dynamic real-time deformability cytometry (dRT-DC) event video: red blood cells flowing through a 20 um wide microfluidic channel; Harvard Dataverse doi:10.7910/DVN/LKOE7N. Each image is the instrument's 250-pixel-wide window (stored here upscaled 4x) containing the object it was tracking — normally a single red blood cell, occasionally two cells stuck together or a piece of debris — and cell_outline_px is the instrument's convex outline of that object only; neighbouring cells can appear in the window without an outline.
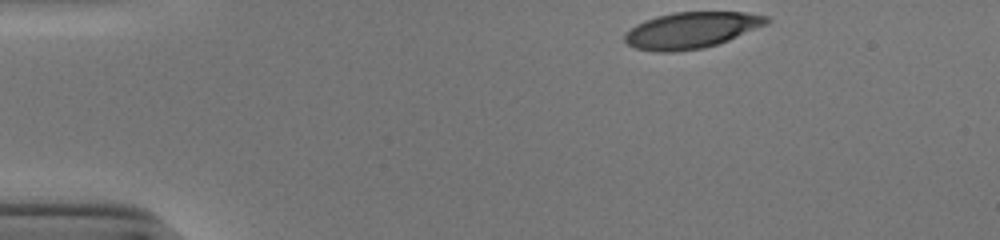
{"species": "human", "species_latin": "Homo sapiens", "temperature_condition": "cold", "stored_images_in_passage": 5, "camera_frame_rate_fps": 3000, "um_per_image_px": 0.085, "donor": {"sex": "male"}, "frame": {"image": 1, "passage_image": 1, "time_ms": 0.0, "image_size_px": [1000, 240], "cell_outline_px": [[772, 20], [768, 24], [728, 40], [704, 48], [672, 52], [656, 52], [636, 48], [628, 44], [624, 40], [624, 36], [636, 24], [644, 20], [656, 16], [672, 12], [744, 12], [768, 16]], "centroid_in_image_um": [58.78, 2.56], "position_along_channel_um": 26.2, "area_um2": 29.94}}